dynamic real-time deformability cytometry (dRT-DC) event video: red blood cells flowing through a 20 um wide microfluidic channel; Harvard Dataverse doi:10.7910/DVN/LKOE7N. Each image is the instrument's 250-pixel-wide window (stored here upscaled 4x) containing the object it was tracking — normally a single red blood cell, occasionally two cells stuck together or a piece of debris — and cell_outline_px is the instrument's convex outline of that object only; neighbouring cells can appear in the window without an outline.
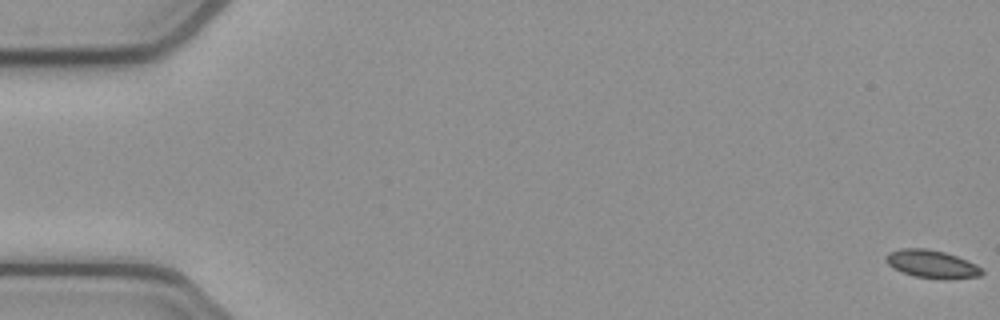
{"species": "common noctule bat (a hibernating species)", "species_latin": "Nyctalus noctula", "temperature_condition": "cold", "stored_images_in_passage": 54, "camera_frame_rate_fps": 3000, "um_per_image_px": 0.085, "animal": {"sex": "female", "body_mass_g": 21.9}, "frame": {"image": 1, "passage_image": 1, "time_ms": 0.0, "image_size_px": [1000, 320], "cell_outline_px": [[984, 272], [980, 276], [948, 280], [944, 280], [916, 276], [892, 268], [888, 264], [884, 256], [888, 252], [900, 248], [928, 248], [944, 252], [956, 256], [976, 264]], "centroid_in_image_um": [79.19, 22.44], "position_along_channel_um": 5.8, "area_um2": 15.72}}
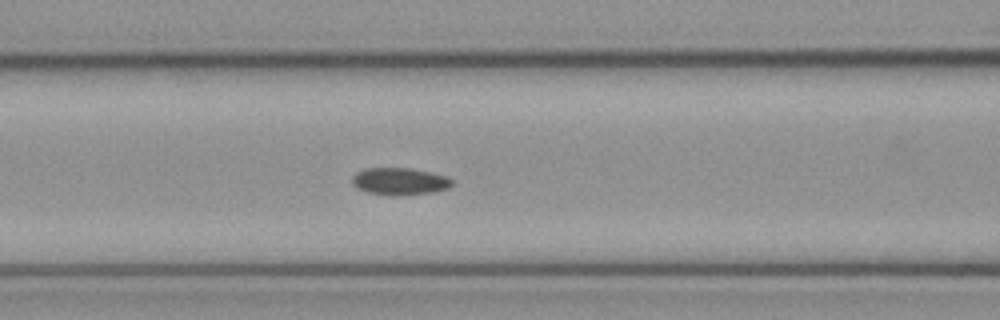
{"frame": {"image": 2, "passage_image": 23, "time_ms": 7.333, "image_size_px": [1000, 320], "cell_outline_px": [[452, 184], [448, 188], [432, 192], [400, 196], [392, 196], [368, 192], [356, 188], [352, 184], [352, 176], [356, 172], [364, 168], [412, 168], [448, 176], [452, 180]], "centroid_in_image_um": [33.95, 15.41], "position_along_channel_um": 132.7, "area_um2": 16.01}}
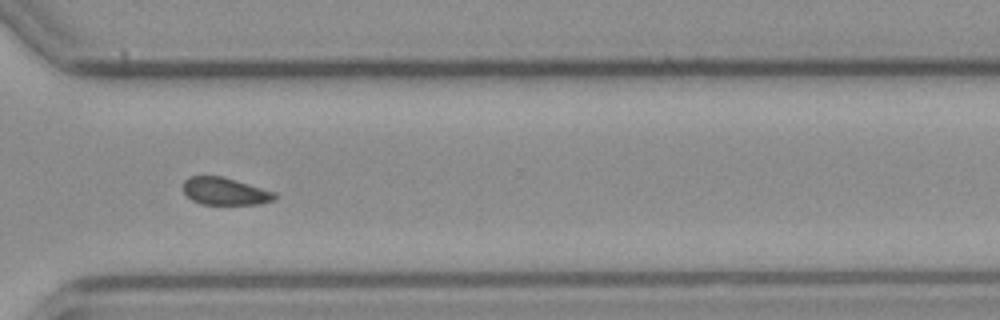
{"frame": {"image": 3, "passage_image": 40, "time_ms": 13.0, "image_size_px": [1000, 320], "cell_outline_px": [[276, 196], [272, 200], [260, 204], [200, 204], [192, 200], [184, 192], [184, 180], [188, 176], [224, 176], [276, 192]], "centroid_in_image_um": [19.12, 16.25], "position_along_channel_um": 351.5, "area_um2": 14.62}, "authors_computed_cell_mechanics": {"area_um2": 15.4904, "velocity_mm_per_s": 3.8664, "shape_relaxation_time_tau1_ms": 4.6743, "shape_relaxation_time_tau2_ms": null, "deformation_change_tau1": 0.0765, "deformation_change_tau2": null}}